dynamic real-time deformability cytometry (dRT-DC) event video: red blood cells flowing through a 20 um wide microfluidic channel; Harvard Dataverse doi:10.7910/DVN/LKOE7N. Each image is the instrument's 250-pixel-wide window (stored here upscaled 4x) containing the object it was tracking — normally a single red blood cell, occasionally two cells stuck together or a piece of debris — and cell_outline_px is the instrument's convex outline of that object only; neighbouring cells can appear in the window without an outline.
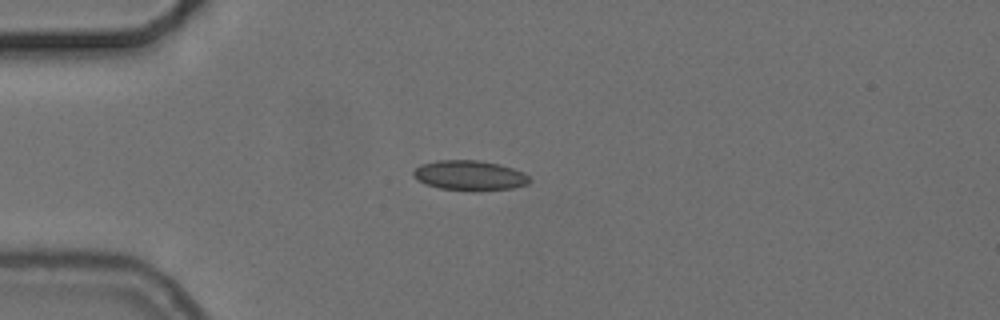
{"species": "common noctule bat (a hibernating species)", "species_latin": "Nyctalus noctula", "temperature_condition": "cold", "stored_images_in_passage": 5, "camera_frame_rate_fps": 3000, "um_per_image_px": 0.085, "animal": {"sex": "female", "body_mass_g": 24.6, "forearm_length_mm": 56.2}, "frame": {"image": 1, "passage_image": 3, "time_ms": 3.333, "image_size_px": [1000, 320], "cell_outline_px": [[532, 180], [528, 184], [512, 188], [440, 188], [424, 184], [416, 180], [412, 176], [412, 172], [420, 164], [436, 160], [476, 160], [500, 164], [524, 172]], "centroid_in_image_um": [39.87, 14.86], "position_along_channel_um": 45.1, "area_um2": 19.65}}
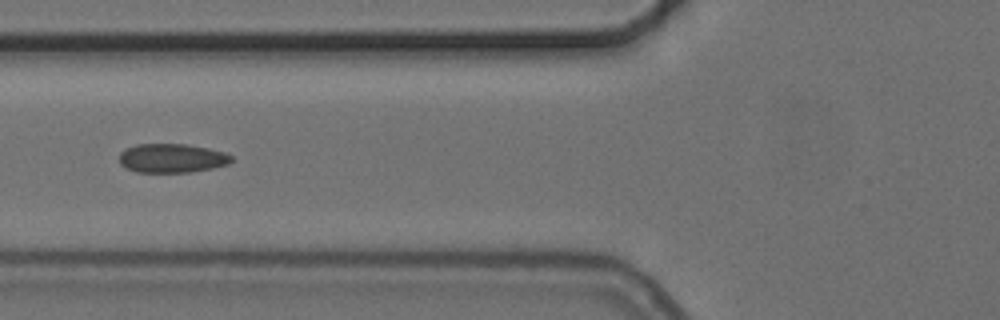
{"frame": {"image": 2, "passage_image": 5, "time_ms": 5.667, "image_size_px": [1000, 320], "cell_outline_px": [[232, 160], [228, 164], [212, 168], [192, 172], [136, 172], [120, 164], [120, 152], [124, 148], [136, 144], [188, 144], [208, 148], [224, 152], [232, 156]], "centroid_in_image_um": [14.6, 13.44], "position_along_channel_um": 111.2, "area_um2": 19.02}}